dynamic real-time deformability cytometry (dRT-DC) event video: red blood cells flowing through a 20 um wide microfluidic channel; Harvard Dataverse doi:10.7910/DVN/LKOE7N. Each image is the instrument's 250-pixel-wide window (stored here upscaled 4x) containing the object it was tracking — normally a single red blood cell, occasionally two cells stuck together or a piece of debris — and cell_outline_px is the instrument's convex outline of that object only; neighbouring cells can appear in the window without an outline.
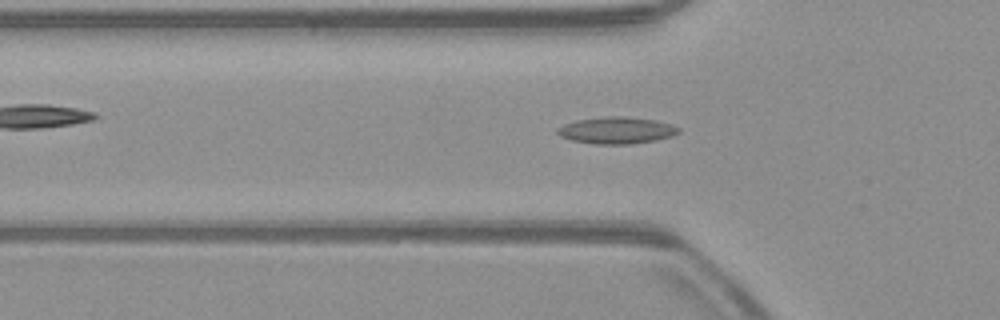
{"species": "common noctule bat (a hibernating species)", "species_latin": "Nyctalus noctula", "temperature_condition": "warm", "stored_images_in_passage": 36, "camera_frame_rate_fps": 3000, "um_per_image_px": 0.085, "animal": {"sex": "male", "body_mass_g": 23.1, "forearm_length_mm": 52.7}, "frame": {"image": 1, "passage_image": 6, "time_ms": 1.667, "image_size_px": [1000, 320], "cell_outline_px": [[680, 132], [672, 136], [656, 140], [628, 144], [592, 144], [572, 140], [560, 136], [556, 132], [556, 128], [564, 124], [576, 120], [608, 116], [624, 116], [656, 120], [672, 124], [680, 128]], "centroid_in_image_um": [52.41, 11.07], "position_along_channel_um": 73.4, "area_um2": 19.02}}
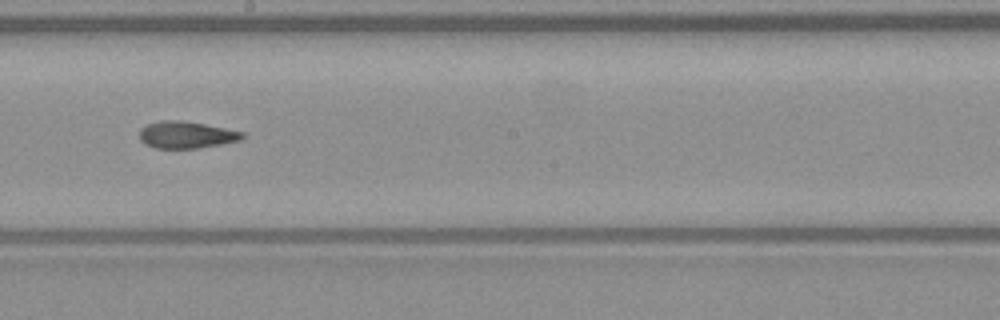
{"frame": {"image": 2, "passage_image": 18, "time_ms": 5.667, "image_size_px": [1000, 320], "cell_outline_px": [[244, 136], [240, 140], [220, 144], [196, 148], [156, 148], [144, 144], [140, 140], [140, 128], [148, 124], [160, 120], [184, 120], [244, 132]], "centroid_in_image_um": [15.8, 11.45], "position_along_channel_um": 232.4, "area_um2": 16.07}}
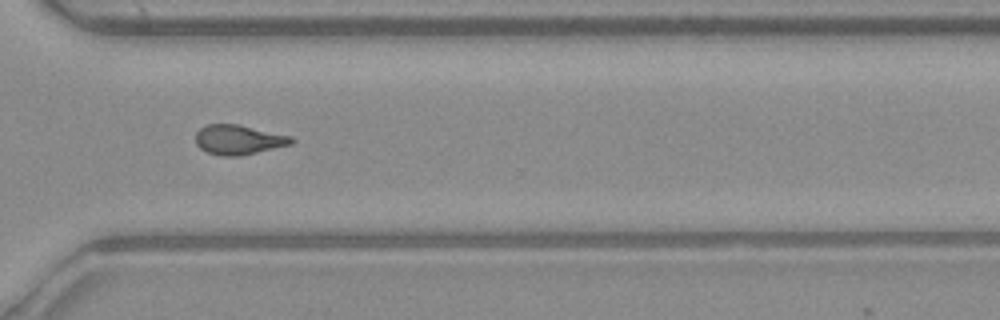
{"frame": {"image": 3, "passage_image": 27, "time_ms": 8.667, "image_size_px": [1000, 320], "cell_outline_px": [[296, 140], [292, 144], [240, 156], [224, 156], [208, 152], [200, 148], [196, 144], [196, 132], [200, 128], [208, 124], [240, 124], [292, 136]], "centroid_in_image_um": [20.3, 11.86], "position_along_channel_um": 350.3, "area_um2": 16.65}}